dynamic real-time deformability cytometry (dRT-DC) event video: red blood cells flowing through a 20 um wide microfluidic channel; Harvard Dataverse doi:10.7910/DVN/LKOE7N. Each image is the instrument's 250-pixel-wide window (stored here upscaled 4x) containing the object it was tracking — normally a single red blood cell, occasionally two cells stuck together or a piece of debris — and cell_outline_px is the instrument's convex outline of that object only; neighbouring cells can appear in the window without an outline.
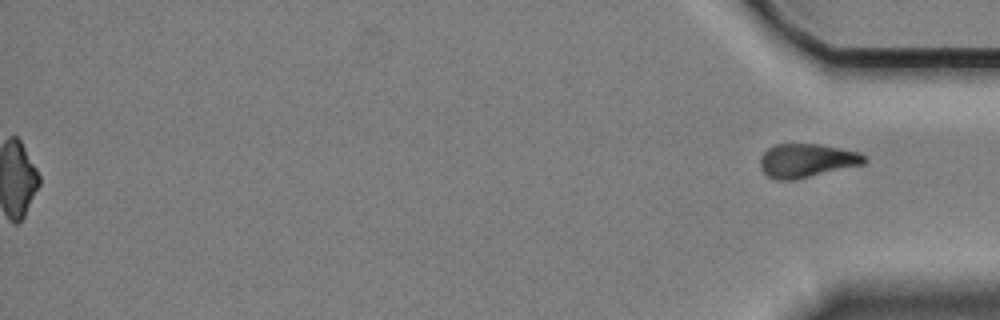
{"species": "Egyptian fruit bat (a non-hibernating species)", "species_latin": "Rousettus aegyptiacus", "temperature_condition": "cold", "stored_images_in_passage": 57, "segment_of_instrument_passage": [2, 2], "camera_frame_rate_fps": 3000, "um_per_image_px": 0.085, "animal": {"sex": "female"}, "frame": {"image": 1, "passage_image": 57, "time_ms": 18.667, "image_size_px": [1000, 320], "cell_outline_px": [[868, 160], [864, 164], [792, 180], [776, 180], [768, 176], [760, 168], [760, 156], [768, 148], [776, 144], [820, 144], [860, 152]], "centroid_in_image_um": [68.56, 13.64], "position_along_channel_um": 366.6, "area_um2": 20.4}}